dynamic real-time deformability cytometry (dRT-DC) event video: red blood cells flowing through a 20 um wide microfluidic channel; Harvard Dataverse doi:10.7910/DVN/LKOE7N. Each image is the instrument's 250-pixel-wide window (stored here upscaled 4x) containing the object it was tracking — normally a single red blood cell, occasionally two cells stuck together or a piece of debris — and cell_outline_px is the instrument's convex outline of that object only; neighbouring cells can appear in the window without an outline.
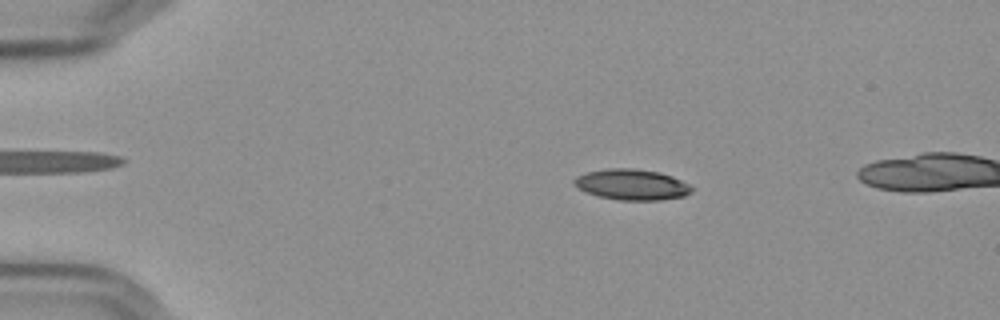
{"species": "Egyptian fruit bat (a non-hibernating species)", "species_latin": "Rousettus aegyptiacus", "temperature_condition": "cold", "stored_images_in_passage": 19, "camera_frame_rate_fps": 3000, "um_per_image_px": 0.085, "frame": {"image": 1, "passage_image": 11, "time_ms": 3.333, "image_size_px": [1000, 320], "cell_outline_px": [[692, 192], [684, 196], [660, 200], [620, 200], [600, 196], [588, 192], [572, 184], [572, 180], [576, 176], [588, 172], [608, 168], [632, 168], [660, 172], [672, 176], [688, 184], [692, 188]], "centroid_in_image_um": [53.7, 15.68], "position_along_channel_um": 31.3, "area_um2": 20.92}}